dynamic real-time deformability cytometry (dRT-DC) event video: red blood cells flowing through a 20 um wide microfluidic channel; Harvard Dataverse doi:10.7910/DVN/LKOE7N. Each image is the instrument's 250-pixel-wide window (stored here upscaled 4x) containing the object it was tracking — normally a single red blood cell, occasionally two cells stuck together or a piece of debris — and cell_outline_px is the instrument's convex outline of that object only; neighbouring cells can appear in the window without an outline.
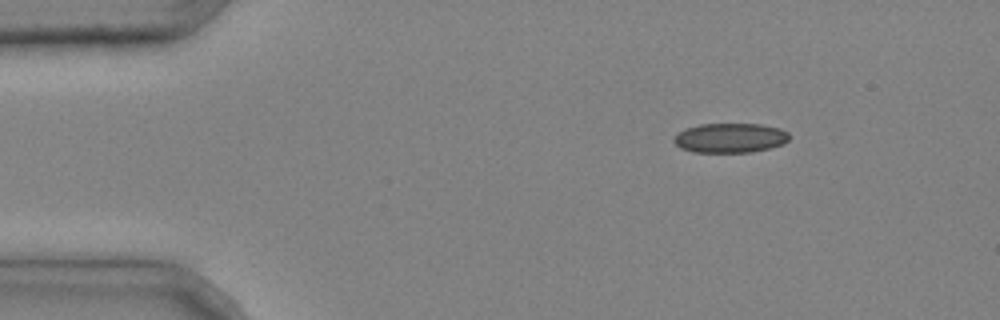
{"species": "common noctule bat (a hibernating species)", "species_latin": "Nyctalus noctula", "temperature_condition": "cold", "stored_images_in_passage": 3, "camera_frame_rate_fps": 3000, "um_per_image_px": 0.085, "animal": {"sex": "male", "body_mass_g": 20.4}, "frame": {"image": 1, "passage_image": 1, "time_ms": 0.0, "image_size_px": [1000, 320], "cell_outline_px": [[788, 140], [780, 144], [768, 148], [752, 152], [692, 152], [680, 148], [672, 140], [680, 132], [688, 128], [700, 124], [760, 124], [780, 128], [788, 132]], "centroid_in_image_um": [62.05, 11.72], "position_along_channel_um": 22.9, "area_um2": 19.65}}
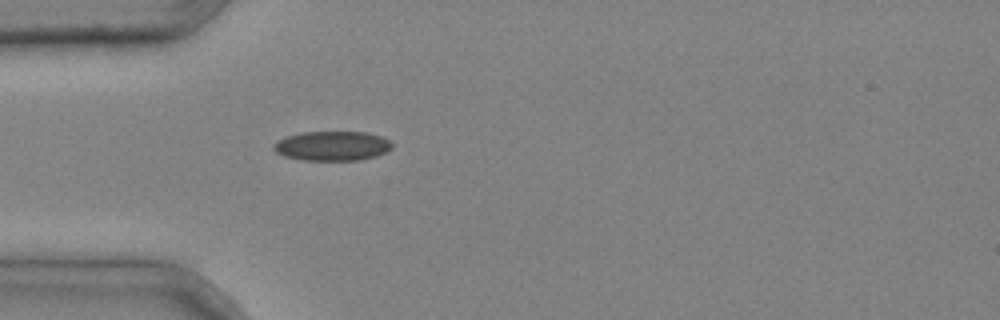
{"frame": {"image": 2, "passage_image": 3, "time_ms": 0.667, "image_size_px": [1000, 320], "cell_outline_px": [[392, 148], [376, 156], [360, 160], [300, 160], [284, 156], [276, 152], [272, 148], [272, 144], [276, 140], [300, 132], [364, 132], [380, 136], [388, 140], [392, 144]], "centroid_in_image_um": [28.19, 12.4], "position_along_channel_um": 56.8, "area_um2": 20.4}}